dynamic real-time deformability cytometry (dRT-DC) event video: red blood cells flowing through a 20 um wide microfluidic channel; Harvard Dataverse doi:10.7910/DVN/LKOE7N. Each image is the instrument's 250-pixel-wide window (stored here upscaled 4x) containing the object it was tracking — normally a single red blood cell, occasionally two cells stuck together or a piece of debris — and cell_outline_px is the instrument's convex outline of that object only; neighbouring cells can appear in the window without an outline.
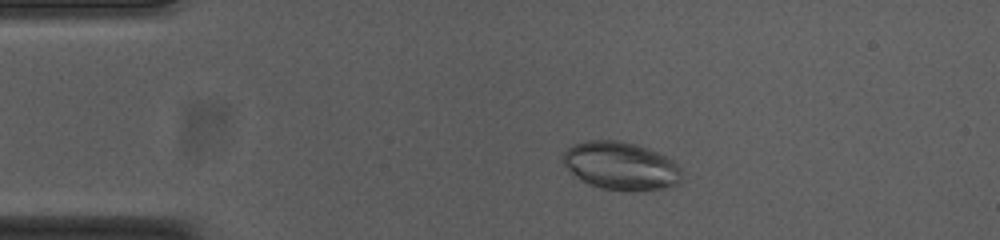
{"species": "common noctule bat (a hibernating species)", "species_latin": "Nyctalus noctula", "temperature_condition": "cold", "stored_images_in_passage": 53, "camera_frame_rate_fps": 3000, "um_per_image_px": 0.085, "animal": {"sex": "female", "body_mass_g": 23.0, "forearm_length_mm": 53.4}, "frame": {"image": 1, "passage_image": 9, "time_ms": 2.667, "image_size_px": [1000, 240], "cell_outline_px": [[680, 180], [676, 184], [664, 188], [600, 188], [576, 176], [560, 160], [564, 152], [572, 144], [584, 140], [620, 140], [636, 144], [648, 148], [672, 160], [680, 168]], "centroid_in_image_um": [52.72, 14.03], "position_along_channel_um": 32.3, "area_um2": 32.25}}
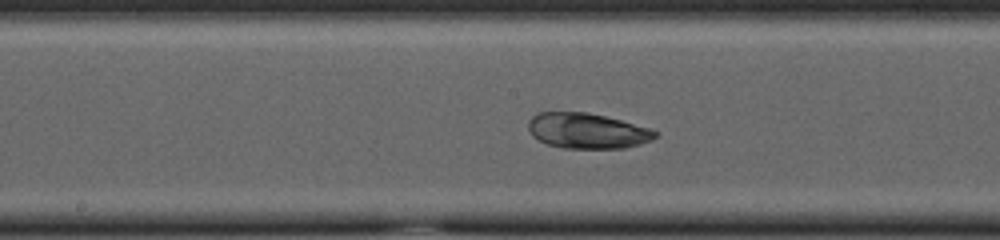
{"frame": {"image": 2, "passage_image": 26, "time_ms": 8.333, "image_size_px": [1000, 240], "cell_outline_px": [[660, 136], [652, 140], [640, 144], [624, 148], [564, 148], [548, 144], [532, 136], [528, 128], [528, 120], [536, 112], [588, 112], [652, 128], [660, 132]], "centroid_in_image_um": [49.95, 11.11], "position_along_channel_um": 198.3, "area_um2": 26.41}}
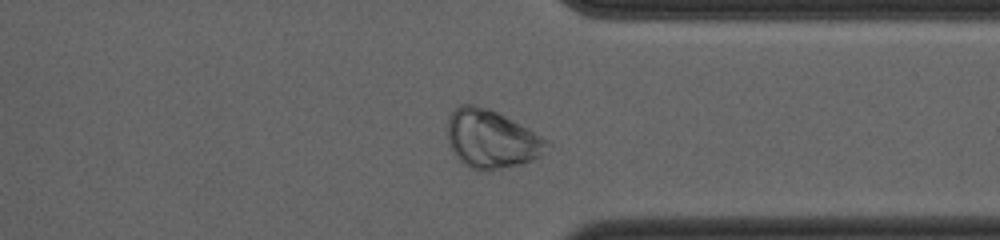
{"frame": {"image": 3, "passage_image": 40, "time_ms": 13.0, "image_size_px": [1000, 240], "cell_outline_px": [[552, 144], [540, 156], [532, 160], [520, 164], [488, 172], [468, 168], [452, 152], [448, 144], [448, 116], [460, 104], [472, 104], [488, 108], [552, 140]], "centroid_in_image_um": [41.79, 11.84], "position_along_channel_um": 369.6, "area_um2": 34.22}}